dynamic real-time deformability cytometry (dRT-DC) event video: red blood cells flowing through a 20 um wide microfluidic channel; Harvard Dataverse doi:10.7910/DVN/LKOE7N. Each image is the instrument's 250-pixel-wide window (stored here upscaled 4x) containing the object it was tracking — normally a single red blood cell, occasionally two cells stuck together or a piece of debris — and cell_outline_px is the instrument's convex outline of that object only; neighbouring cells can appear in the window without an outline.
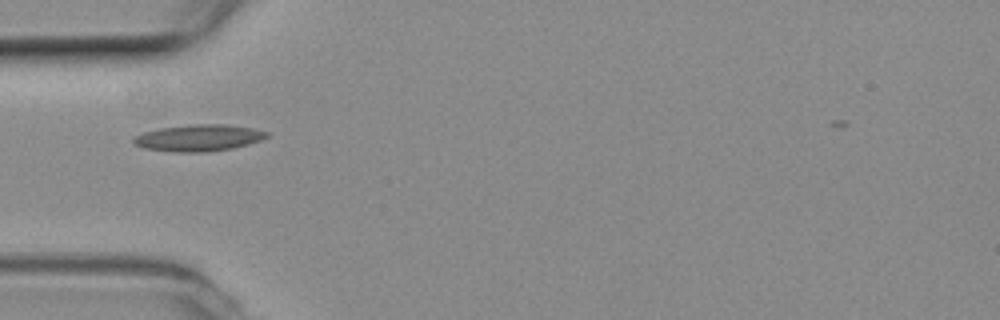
{"species": "common noctule bat (a hibernating species)", "species_latin": "Nyctalus noctula", "temperature_condition": "room temperature", "stored_images_in_passage": 37, "camera_frame_rate_fps": 3000, "um_per_image_px": 0.085, "animal": {"sex": "female", "body_mass_g": 19.3, "forearm_length_mm": 54.1}, "frame": {"image": 1, "passage_image": 1, "time_ms": 0.0, "image_size_px": [1000, 320], "cell_outline_px": [[268, 136], [260, 140], [248, 144], [232, 148], [204, 152], [176, 152], [144, 148], [136, 144], [132, 140], [132, 136], [144, 132], [160, 128], [192, 124], [224, 124], [252, 128], [268, 132]], "centroid_in_image_um": [16.86, 11.71], "position_along_channel_um": 68.1, "area_um2": 20.52}}
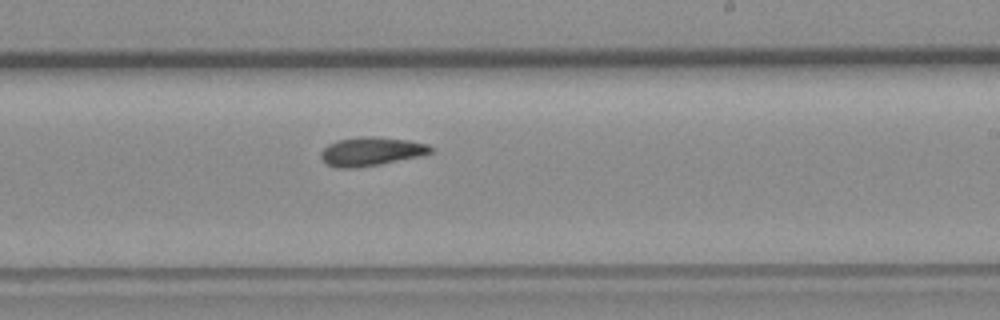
{"frame": {"image": 2, "passage_image": 16, "time_ms": 5.0, "image_size_px": [1000, 320], "cell_outline_px": [[432, 152], [416, 156], [380, 164], [356, 168], [336, 168], [328, 164], [320, 156], [320, 152], [328, 144], [336, 140], [360, 136], [372, 136], [408, 140], [428, 144], [432, 148]], "centroid_in_image_um": [31.49, 12.86], "position_along_channel_um": 257.5, "area_um2": 18.21}}
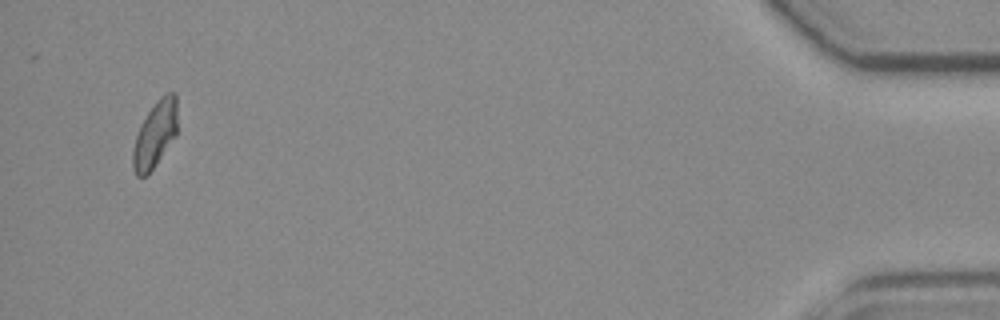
{"frame": {"image": 3, "passage_image": 36, "time_ms": 11.667, "image_size_px": [1000, 320], "cell_outline_px": [[176, 136], [152, 168], [144, 176], [136, 176], [132, 168], [132, 148], [140, 124], [148, 112], [160, 96], [168, 92], [176, 92]], "centroid_in_image_um": [13.16, 11.4], "position_along_channel_um": 422.0, "area_um2": 16.99}}